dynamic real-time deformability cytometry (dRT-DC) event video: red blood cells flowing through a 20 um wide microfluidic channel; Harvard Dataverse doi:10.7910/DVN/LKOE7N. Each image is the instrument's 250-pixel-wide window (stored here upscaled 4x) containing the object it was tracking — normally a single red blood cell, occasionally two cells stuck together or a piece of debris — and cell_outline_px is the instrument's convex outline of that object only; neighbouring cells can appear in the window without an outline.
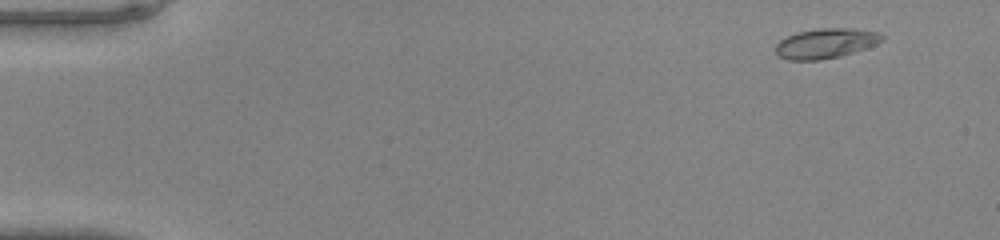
{"species": "common noctule bat (a hibernating species)", "species_latin": "Nyctalus noctula", "temperature_condition": "warm", "stored_images_in_passage": 48, "camera_frame_rate_fps": 3000, "um_per_image_px": 0.085, "animal": {"sex": "male", "body_mass_g": 20.0, "forearm_length_mm": 53.3}, "frame": {"image": 1, "passage_image": 4, "time_ms": 1.0, "image_size_px": [1000, 240], "cell_outline_px": [[884, 40], [868, 48], [840, 56], [820, 60], [788, 60], [780, 56], [776, 52], [776, 44], [780, 40], [796, 32], [820, 28], [852, 28], [880, 32], [884, 36]], "centroid_in_image_um": [70.23, 3.68], "position_along_channel_um": 14.8, "area_um2": 18.67}}
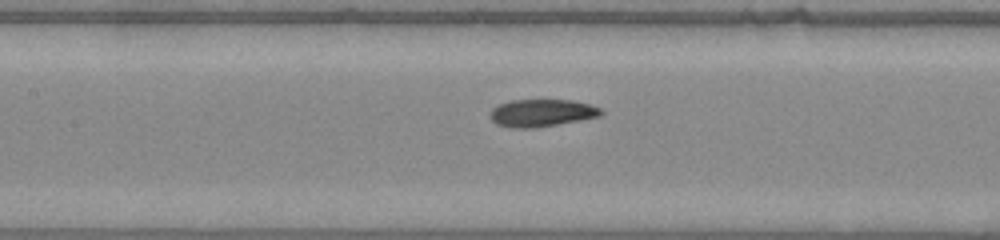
{"frame": {"image": 2, "passage_image": 23, "time_ms": 7.333, "image_size_px": [1000, 240], "cell_outline_px": [[604, 112], [600, 116], [580, 120], [536, 128], [508, 128], [496, 124], [492, 120], [492, 108], [508, 100], [572, 100], [588, 104], [600, 108]], "centroid_in_image_um": [46.04, 9.6], "position_along_channel_um": 161.4, "area_um2": 17.69}}
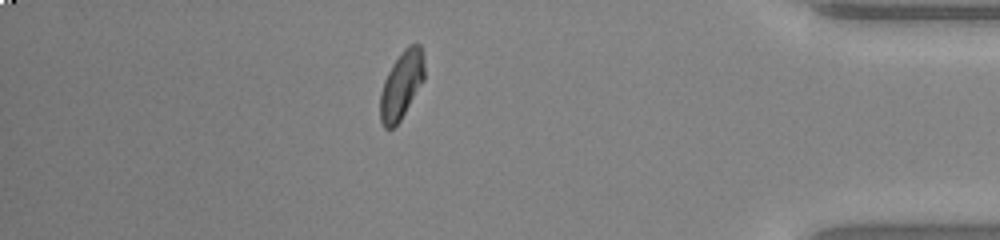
{"frame": {"image": 3, "passage_image": 42, "time_ms": 13.667, "image_size_px": [1000, 240], "cell_outline_px": [[424, 80], [400, 120], [392, 128], [384, 128], [380, 120], [380, 92], [384, 80], [392, 64], [404, 48], [408, 44], [420, 44], [424, 56]], "centroid_in_image_um": [34.12, 7.2], "position_along_channel_um": 401.1, "area_um2": 17.4}}